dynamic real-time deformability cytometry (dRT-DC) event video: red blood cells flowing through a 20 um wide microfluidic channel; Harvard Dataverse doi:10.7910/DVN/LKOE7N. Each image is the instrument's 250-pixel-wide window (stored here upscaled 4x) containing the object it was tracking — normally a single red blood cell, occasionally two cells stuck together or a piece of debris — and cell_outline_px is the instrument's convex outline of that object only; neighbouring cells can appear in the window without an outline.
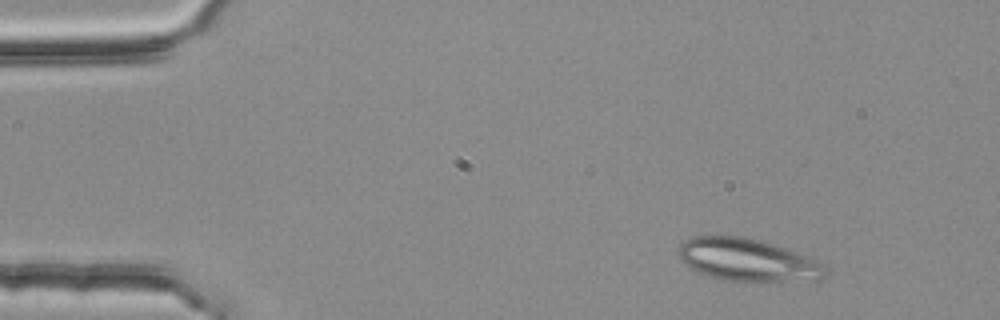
{"species": "common noctule bat (a hibernating species)", "species_latin": "Nyctalus noctula", "temperature_condition": "room temperature", "stored_images_in_passage": 3, "camera_frame_rate_fps": 3000, "um_per_image_px": 0.085, "animal": {"sex": "female", "body_mass_g": 25.1}, "frame": {"image": 1, "passage_image": 1, "time_ms": 0.0, "image_size_px": [1000, 320], "cell_outline_px": [[828, 272], [820, 280], [720, 280], [696, 272], [684, 264], [680, 260], [676, 252], [676, 248], [684, 240], [692, 236], [744, 236], [760, 240], [820, 260], [824, 264]], "centroid_in_image_um": [63.49, 22.08], "position_along_channel_um": 21.5, "area_um2": 36.59}}